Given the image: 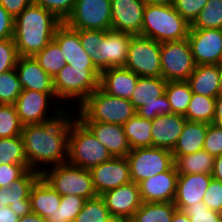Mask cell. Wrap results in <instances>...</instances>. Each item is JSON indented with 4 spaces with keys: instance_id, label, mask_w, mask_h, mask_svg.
<instances>
[{
    "instance_id": "6da1fadb",
    "label": "cell",
    "mask_w": 222,
    "mask_h": 222,
    "mask_svg": "<svg viewBox=\"0 0 222 222\" xmlns=\"http://www.w3.org/2000/svg\"><path fill=\"white\" fill-rule=\"evenodd\" d=\"M69 132L70 112L66 110L49 122L23 126L28 168L42 174L47 168L67 163Z\"/></svg>"
},
{
    "instance_id": "7a4b0ae2",
    "label": "cell",
    "mask_w": 222,
    "mask_h": 222,
    "mask_svg": "<svg viewBox=\"0 0 222 222\" xmlns=\"http://www.w3.org/2000/svg\"><path fill=\"white\" fill-rule=\"evenodd\" d=\"M61 24L50 11L31 3L15 17L13 39L18 55L34 57L53 40Z\"/></svg>"
},
{
    "instance_id": "3957f363",
    "label": "cell",
    "mask_w": 222,
    "mask_h": 222,
    "mask_svg": "<svg viewBox=\"0 0 222 222\" xmlns=\"http://www.w3.org/2000/svg\"><path fill=\"white\" fill-rule=\"evenodd\" d=\"M74 109L77 110L75 116L81 122L123 125L136 114V109L129 99L109 95L100 87Z\"/></svg>"
},
{
    "instance_id": "277c9868",
    "label": "cell",
    "mask_w": 222,
    "mask_h": 222,
    "mask_svg": "<svg viewBox=\"0 0 222 222\" xmlns=\"http://www.w3.org/2000/svg\"><path fill=\"white\" fill-rule=\"evenodd\" d=\"M69 109L71 113L67 163L90 170L103 162L111 160L113 156L108 149L75 117L72 108Z\"/></svg>"
},
{
    "instance_id": "5b68a950",
    "label": "cell",
    "mask_w": 222,
    "mask_h": 222,
    "mask_svg": "<svg viewBox=\"0 0 222 222\" xmlns=\"http://www.w3.org/2000/svg\"><path fill=\"white\" fill-rule=\"evenodd\" d=\"M188 24L172 5L146 4L143 13L141 36L159 43L186 39Z\"/></svg>"
},
{
    "instance_id": "8992f818",
    "label": "cell",
    "mask_w": 222,
    "mask_h": 222,
    "mask_svg": "<svg viewBox=\"0 0 222 222\" xmlns=\"http://www.w3.org/2000/svg\"><path fill=\"white\" fill-rule=\"evenodd\" d=\"M100 72L96 68H78L66 64L53 78L57 101L67 106L76 100L79 106L93 91L99 88ZM67 100V102H66Z\"/></svg>"
},
{
    "instance_id": "52a82bcc",
    "label": "cell",
    "mask_w": 222,
    "mask_h": 222,
    "mask_svg": "<svg viewBox=\"0 0 222 222\" xmlns=\"http://www.w3.org/2000/svg\"><path fill=\"white\" fill-rule=\"evenodd\" d=\"M41 177L61 196L77 195L86 200L98 196L89 170L64 163L46 169Z\"/></svg>"
},
{
    "instance_id": "ba28073f",
    "label": "cell",
    "mask_w": 222,
    "mask_h": 222,
    "mask_svg": "<svg viewBox=\"0 0 222 222\" xmlns=\"http://www.w3.org/2000/svg\"><path fill=\"white\" fill-rule=\"evenodd\" d=\"M167 81L162 77H139L133 90L131 103L143 119L153 120L156 116L172 113L165 94Z\"/></svg>"
},
{
    "instance_id": "9c48e42d",
    "label": "cell",
    "mask_w": 222,
    "mask_h": 222,
    "mask_svg": "<svg viewBox=\"0 0 222 222\" xmlns=\"http://www.w3.org/2000/svg\"><path fill=\"white\" fill-rule=\"evenodd\" d=\"M56 100L55 92H39L23 89L14 105L23 126L42 124L59 117L65 111L62 108L64 106L61 105V102ZM51 104H54L52 110L55 113H50L49 111ZM55 104H57V106H55ZM58 105L61 106L59 107ZM48 113H50V115Z\"/></svg>"
},
{
    "instance_id": "30bf717a",
    "label": "cell",
    "mask_w": 222,
    "mask_h": 222,
    "mask_svg": "<svg viewBox=\"0 0 222 222\" xmlns=\"http://www.w3.org/2000/svg\"><path fill=\"white\" fill-rule=\"evenodd\" d=\"M160 53L161 43L141 35H133L124 68L139 77H162Z\"/></svg>"
},
{
    "instance_id": "8fae6325",
    "label": "cell",
    "mask_w": 222,
    "mask_h": 222,
    "mask_svg": "<svg viewBox=\"0 0 222 222\" xmlns=\"http://www.w3.org/2000/svg\"><path fill=\"white\" fill-rule=\"evenodd\" d=\"M126 158L131 181L137 184L153 175L168 171L174 165L172 152L165 148H135Z\"/></svg>"
},
{
    "instance_id": "7c38bea8",
    "label": "cell",
    "mask_w": 222,
    "mask_h": 222,
    "mask_svg": "<svg viewBox=\"0 0 222 222\" xmlns=\"http://www.w3.org/2000/svg\"><path fill=\"white\" fill-rule=\"evenodd\" d=\"M160 61L166 81H187L196 67L187 38L161 43Z\"/></svg>"
},
{
    "instance_id": "4fadbf2b",
    "label": "cell",
    "mask_w": 222,
    "mask_h": 222,
    "mask_svg": "<svg viewBox=\"0 0 222 222\" xmlns=\"http://www.w3.org/2000/svg\"><path fill=\"white\" fill-rule=\"evenodd\" d=\"M75 30L111 29L110 0H76L72 13L64 22Z\"/></svg>"
},
{
    "instance_id": "5bb4252c",
    "label": "cell",
    "mask_w": 222,
    "mask_h": 222,
    "mask_svg": "<svg viewBox=\"0 0 222 222\" xmlns=\"http://www.w3.org/2000/svg\"><path fill=\"white\" fill-rule=\"evenodd\" d=\"M132 36L112 29L102 31V39H97L95 55L91 57L100 73L106 69L124 67Z\"/></svg>"
},
{
    "instance_id": "9a60e30c",
    "label": "cell",
    "mask_w": 222,
    "mask_h": 222,
    "mask_svg": "<svg viewBox=\"0 0 222 222\" xmlns=\"http://www.w3.org/2000/svg\"><path fill=\"white\" fill-rule=\"evenodd\" d=\"M187 39L196 65H220L222 29H189Z\"/></svg>"
},
{
    "instance_id": "2e32d148",
    "label": "cell",
    "mask_w": 222,
    "mask_h": 222,
    "mask_svg": "<svg viewBox=\"0 0 222 222\" xmlns=\"http://www.w3.org/2000/svg\"><path fill=\"white\" fill-rule=\"evenodd\" d=\"M97 195L131 182L129 164L126 157H113L90 170Z\"/></svg>"
},
{
    "instance_id": "e0dca14e",
    "label": "cell",
    "mask_w": 222,
    "mask_h": 222,
    "mask_svg": "<svg viewBox=\"0 0 222 222\" xmlns=\"http://www.w3.org/2000/svg\"><path fill=\"white\" fill-rule=\"evenodd\" d=\"M110 2L111 29L130 35H141L145 1L110 0Z\"/></svg>"
},
{
    "instance_id": "ac0fdd59",
    "label": "cell",
    "mask_w": 222,
    "mask_h": 222,
    "mask_svg": "<svg viewBox=\"0 0 222 222\" xmlns=\"http://www.w3.org/2000/svg\"><path fill=\"white\" fill-rule=\"evenodd\" d=\"M40 177L41 174L29 169L9 187H0V202L9 206L20 217L31 213L30 192Z\"/></svg>"
},
{
    "instance_id": "d6986e66",
    "label": "cell",
    "mask_w": 222,
    "mask_h": 222,
    "mask_svg": "<svg viewBox=\"0 0 222 222\" xmlns=\"http://www.w3.org/2000/svg\"><path fill=\"white\" fill-rule=\"evenodd\" d=\"M106 207L113 216H119L130 220L134 213L142 205L139 185L130 182L115 189L108 190L100 195Z\"/></svg>"
},
{
    "instance_id": "ffe728a7",
    "label": "cell",
    "mask_w": 222,
    "mask_h": 222,
    "mask_svg": "<svg viewBox=\"0 0 222 222\" xmlns=\"http://www.w3.org/2000/svg\"><path fill=\"white\" fill-rule=\"evenodd\" d=\"M212 178L211 174L203 173L178 174L173 200L177 210L184 211L195 202H202Z\"/></svg>"
},
{
    "instance_id": "44dd1931",
    "label": "cell",
    "mask_w": 222,
    "mask_h": 222,
    "mask_svg": "<svg viewBox=\"0 0 222 222\" xmlns=\"http://www.w3.org/2000/svg\"><path fill=\"white\" fill-rule=\"evenodd\" d=\"M178 172L173 165L168 171L153 175L139 185L142 202H173Z\"/></svg>"
},
{
    "instance_id": "7402d4cb",
    "label": "cell",
    "mask_w": 222,
    "mask_h": 222,
    "mask_svg": "<svg viewBox=\"0 0 222 222\" xmlns=\"http://www.w3.org/2000/svg\"><path fill=\"white\" fill-rule=\"evenodd\" d=\"M53 40L59 45L65 63L71 67L96 68L81 45L79 33L64 22L56 29Z\"/></svg>"
},
{
    "instance_id": "603a6c76",
    "label": "cell",
    "mask_w": 222,
    "mask_h": 222,
    "mask_svg": "<svg viewBox=\"0 0 222 222\" xmlns=\"http://www.w3.org/2000/svg\"><path fill=\"white\" fill-rule=\"evenodd\" d=\"M187 119L184 115L169 113L152 120V147L170 151L175 147Z\"/></svg>"
},
{
    "instance_id": "cb8c5ba5",
    "label": "cell",
    "mask_w": 222,
    "mask_h": 222,
    "mask_svg": "<svg viewBox=\"0 0 222 222\" xmlns=\"http://www.w3.org/2000/svg\"><path fill=\"white\" fill-rule=\"evenodd\" d=\"M15 69L23 89L55 92L53 78L41 68L34 57L19 56Z\"/></svg>"
},
{
    "instance_id": "d4e9b609",
    "label": "cell",
    "mask_w": 222,
    "mask_h": 222,
    "mask_svg": "<svg viewBox=\"0 0 222 222\" xmlns=\"http://www.w3.org/2000/svg\"><path fill=\"white\" fill-rule=\"evenodd\" d=\"M108 149L113 157H126L131 151L123 125L103 122H82Z\"/></svg>"
},
{
    "instance_id": "484cf974",
    "label": "cell",
    "mask_w": 222,
    "mask_h": 222,
    "mask_svg": "<svg viewBox=\"0 0 222 222\" xmlns=\"http://www.w3.org/2000/svg\"><path fill=\"white\" fill-rule=\"evenodd\" d=\"M138 78L124 67L110 68L100 73L99 87L109 95L130 100Z\"/></svg>"
},
{
    "instance_id": "4316f807",
    "label": "cell",
    "mask_w": 222,
    "mask_h": 222,
    "mask_svg": "<svg viewBox=\"0 0 222 222\" xmlns=\"http://www.w3.org/2000/svg\"><path fill=\"white\" fill-rule=\"evenodd\" d=\"M29 198L32 212L45 219L59 208L61 201V195L42 177L34 183Z\"/></svg>"
},
{
    "instance_id": "83f0119b",
    "label": "cell",
    "mask_w": 222,
    "mask_h": 222,
    "mask_svg": "<svg viewBox=\"0 0 222 222\" xmlns=\"http://www.w3.org/2000/svg\"><path fill=\"white\" fill-rule=\"evenodd\" d=\"M220 65H196L188 78L193 93L210 98L219 95Z\"/></svg>"
},
{
    "instance_id": "f1b7e54d",
    "label": "cell",
    "mask_w": 222,
    "mask_h": 222,
    "mask_svg": "<svg viewBox=\"0 0 222 222\" xmlns=\"http://www.w3.org/2000/svg\"><path fill=\"white\" fill-rule=\"evenodd\" d=\"M207 123L186 121L178 141L171 151L173 155H187L203 150Z\"/></svg>"
},
{
    "instance_id": "f546056e",
    "label": "cell",
    "mask_w": 222,
    "mask_h": 222,
    "mask_svg": "<svg viewBox=\"0 0 222 222\" xmlns=\"http://www.w3.org/2000/svg\"><path fill=\"white\" fill-rule=\"evenodd\" d=\"M178 174H212L214 157L201 150L187 155H173Z\"/></svg>"
},
{
    "instance_id": "4dcf8cb0",
    "label": "cell",
    "mask_w": 222,
    "mask_h": 222,
    "mask_svg": "<svg viewBox=\"0 0 222 222\" xmlns=\"http://www.w3.org/2000/svg\"><path fill=\"white\" fill-rule=\"evenodd\" d=\"M123 128L131 150L152 147V120L143 119L136 113L123 124Z\"/></svg>"
},
{
    "instance_id": "1f68e13d",
    "label": "cell",
    "mask_w": 222,
    "mask_h": 222,
    "mask_svg": "<svg viewBox=\"0 0 222 222\" xmlns=\"http://www.w3.org/2000/svg\"><path fill=\"white\" fill-rule=\"evenodd\" d=\"M176 210L173 202H143L129 222H172Z\"/></svg>"
},
{
    "instance_id": "d6a6232c",
    "label": "cell",
    "mask_w": 222,
    "mask_h": 222,
    "mask_svg": "<svg viewBox=\"0 0 222 222\" xmlns=\"http://www.w3.org/2000/svg\"><path fill=\"white\" fill-rule=\"evenodd\" d=\"M215 116V98H210L201 94H192L186 114L187 121L213 123Z\"/></svg>"
},
{
    "instance_id": "836d02e7",
    "label": "cell",
    "mask_w": 222,
    "mask_h": 222,
    "mask_svg": "<svg viewBox=\"0 0 222 222\" xmlns=\"http://www.w3.org/2000/svg\"><path fill=\"white\" fill-rule=\"evenodd\" d=\"M165 94L172 113L185 115L193 94L188 81H167Z\"/></svg>"
},
{
    "instance_id": "e575fe53",
    "label": "cell",
    "mask_w": 222,
    "mask_h": 222,
    "mask_svg": "<svg viewBox=\"0 0 222 222\" xmlns=\"http://www.w3.org/2000/svg\"><path fill=\"white\" fill-rule=\"evenodd\" d=\"M34 58L38 61L41 68L52 78H54L66 65L64 55L59 45L54 40L42 51L37 53Z\"/></svg>"
},
{
    "instance_id": "d590c367",
    "label": "cell",
    "mask_w": 222,
    "mask_h": 222,
    "mask_svg": "<svg viewBox=\"0 0 222 222\" xmlns=\"http://www.w3.org/2000/svg\"><path fill=\"white\" fill-rule=\"evenodd\" d=\"M190 29H222V0H208Z\"/></svg>"
},
{
    "instance_id": "8d00e7d4",
    "label": "cell",
    "mask_w": 222,
    "mask_h": 222,
    "mask_svg": "<svg viewBox=\"0 0 222 222\" xmlns=\"http://www.w3.org/2000/svg\"><path fill=\"white\" fill-rule=\"evenodd\" d=\"M0 164H28L21 135L0 138Z\"/></svg>"
},
{
    "instance_id": "74e56055",
    "label": "cell",
    "mask_w": 222,
    "mask_h": 222,
    "mask_svg": "<svg viewBox=\"0 0 222 222\" xmlns=\"http://www.w3.org/2000/svg\"><path fill=\"white\" fill-rule=\"evenodd\" d=\"M85 201V198L77 195L61 196L59 208L46 218L47 222H73Z\"/></svg>"
},
{
    "instance_id": "f35d334b",
    "label": "cell",
    "mask_w": 222,
    "mask_h": 222,
    "mask_svg": "<svg viewBox=\"0 0 222 222\" xmlns=\"http://www.w3.org/2000/svg\"><path fill=\"white\" fill-rule=\"evenodd\" d=\"M111 214L100 195L87 199L73 222H104Z\"/></svg>"
},
{
    "instance_id": "ab89813d",
    "label": "cell",
    "mask_w": 222,
    "mask_h": 222,
    "mask_svg": "<svg viewBox=\"0 0 222 222\" xmlns=\"http://www.w3.org/2000/svg\"><path fill=\"white\" fill-rule=\"evenodd\" d=\"M22 129L15 105L0 104V138L19 136Z\"/></svg>"
},
{
    "instance_id": "60d3db41",
    "label": "cell",
    "mask_w": 222,
    "mask_h": 222,
    "mask_svg": "<svg viewBox=\"0 0 222 222\" xmlns=\"http://www.w3.org/2000/svg\"><path fill=\"white\" fill-rule=\"evenodd\" d=\"M22 91L23 86L18 80L16 69L0 74V104L14 105Z\"/></svg>"
},
{
    "instance_id": "b9f144b4",
    "label": "cell",
    "mask_w": 222,
    "mask_h": 222,
    "mask_svg": "<svg viewBox=\"0 0 222 222\" xmlns=\"http://www.w3.org/2000/svg\"><path fill=\"white\" fill-rule=\"evenodd\" d=\"M184 213L190 222H222V213L209 209L203 202H195L187 207Z\"/></svg>"
},
{
    "instance_id": "7bdbcfd3",
    "label": "cell",
    "mask_w": 222,
    "mask_h": 222,
    "mask_svg": "<svg viewBox=\"0 0 222 222\" xmlns=\"http://www.w3.org/2000/svg\"><path fill=\"white\" fill-rule=\"evenodd\" d=\"M75 1L76 0H32V3L47 9L63 23L72 13Z\"/></svg>"
},
{
    "instance_id": "ee69618b",
    "label": "cell",
    "mask_w": 222,
    "mask_h": 222,
    "mask_svg": "<svg viewBox=\"0 0 222 222\" xmlns=\"http://www.w3.org/2000/svg\"><path fill=\"white\" fill-rule=\"evenodd\" d=\"M207 2L208 0H174L172 6L191 25Z\"/></svg>"
},
{
    "instance_id": "f6af8a7d",
    "label": "cell",
    "mask_w": 222,
    "mask_h": 222,
    "mask_svg": "<svg viewBox=\"0 0 222 222\" xmlns=\"http://www.w3.org/2000/svg\"><path fill=\"white\" fill-rule=\"evenodd\" d=\"M18 57L13 38L0 40V74L15 69Z\"/></svg>"
},
{
    "instance_id": "bcb514c9",
    "label": "cell",
    "mask_w": 222,
    "mask_h": 222,
    "mask_svg": "<svg viewBox=\"0 0 222 222\" xmlns=\"http://www.w3.org/2000/svg\"><path fill=\"white\" fill-rule=\"evenodd\" d=\"M203 150L207 151L213 157L222 154V127L213 123L208 125Z\"/></svg>"
},
{
    "instance_id": "7dc6e473",
    "label": "cell",
    "mask_w": 222,
    "mask_h": 222,
    "mask_svg": "<svg viewBox=\"0 0 222 222\" xmlns=\"http://www.w3.org/2000/svg\"><path fill=\"white\" fill-rule=\"evenodd\" d=\"M204 204L209 209L222 213V182L212 178L205 195L203 197Z\"/></svg>"
},
{
    "instance_id": "c3c4849f",
    "label": "cell",
    "mask_w": 222,
    "mask_h": 222,
    "mask_svg": "<svg viewBox=\"0 0 222 222\" xmlns=\"http://www.w3.org/2000/svg\"><path fill=\"white\" fill-rule=\"evenodd\" d=\"M28 170V164H0V187H9Z\"/></svg>"
},
{
    "instance_id": "681fc988",
    "label": "cell",
    "mask_w": 222,
    "mask_h": 222,
    "mask_svg": "<svg viewBox=\"0 0 222 222\" xmlns=\"http://www.w3.org/2000/svg\"><path fill=\"white\" fill-rule=\"evenodd\" d=\"M79 33L81 45L86 53L93 57L97 47V39H102V30H76Z\"/></svg>"
},
{
    "instance_id": "f907efd6",
    "label": "cell",
    "mask_w": 222,
    "mask_h": 222,
    "mask_svg": "<svg viewBox=\"0 0 222 222\" xmlns=\"http://www.w3.org/2000/svg\"><path fill=\"white\" fill-rule=\"evenodd\" d=\"M15 18L0 5V40L13 38Z\"/></svg>"
},
{
    "instance_id": "816d5d0a",
    "label": "cell",
    "mask_w": 222,
    "mask_h": 222,
    "mask_svg": "<svg viewBox=\"0 0 222 222\" xmlns=\"http://www.w3.org/2000/svg\"><path fill=\"white\" fill-rule=\"evenodd\" d=\"M32 3V0H0V5L14 18Z\"/></svg>"
},
{
    "instance_id": "f5cc1de1",
    "label": "cell",
    "mask_w": 222,
    "mask_h": 222,
    "mask_svg": "<svg viewBox=\"0 0 222 222\" xmlns=\"http://www.w3.org/2000/svg\"><path fill=\"white\" fill-rule=\"evenodd\" d=\"M18 216L9 206L0 202V222H19Z\"/></svg>"
},
{
    "instance_id": "db71d44e",
    "label": "cell",
    "mask_w": 222,
    "mask_h": 222,
    "mask_svg": "<svg viewBox=\"0 0 222 222\" xmlns=\"http://www.w3.org/2000/svg\"><path fill=\"white\" fill-rule=\"evenodd\" d=\"M213 124L222 127V94L215 98V116Z\"/></svg>"
},
{
    "instance_id": "11a10c76",
    "label": "cell",
    "mask_w": 222,
    "mask_h": 222,
    "mask_svg": "<svg viewBox=\"0 0 222 222\" xmlns=\"http://www.w3.org/2000/svg\"><path fill=\"white\" fill-rule=\"evenodd\" d=\"M212 177L222 182V154L214 157Z\"/></svg>"
},
{
    "instance_id": "9f6ffc18",
    "label": "cell",
    "mask_w": 222,
    "mask_h": 222,
    "mask_svg": "<svg viewBox=\"0 0 222 222\" xmlns=\"http://www.w3.org/2000/svg\"><path fill=\"white\" fill-rule=\"evenodd\" d=\"M19 222H47V220L36 213H29L19 218Z\"/></svg>"
},
{
    "instance_id": "6f0895ef",
    "label": "cell",
    "mask_w": 222,
    "mask_h": 222,
    "mask_svg": "<svg viewBox=\"0 0 222 222\" xmlns=\"http://www.w3.org/2000/svg\"><path fill=\"white\" fill-rule=\"evenodd\" d=\"M172 222H190V220L184 211L176 210L173 215Z\"/></svg>"
},
{
    "instance_id": "680465c9",
    "label": "cell",
    "mask_w": 222,
    "mask_h": 222,
    "mask_svg": "<svg viewBox=\"0 0 222 222\" xmlns=\"http://www.w3.org/2000/svg\"><path fill=\"white\" fill-rule=\"evenodd\" d=\"M146 4L172 5L174 0H144Z\"/></svg>"
},
{
    "instance_id": "91938a15",
    "label": "cell",
    "mask_w": 222,
    "mask_h": 222,
    "mask_svg": "<svg viewBox=\"0 0 222 222\" xmlns=\"http://www.w3.org/2000/svg\"><path fill=\"white\" fill-rule=\"evenodd\" d=\"M104 222H129V220L123 217L111 215Z\"/></svg>"
},
{
    "instance_id": "94428289",
    "label": "cell",
    "mask_w": 222,
    "mask_h": 222,
    "mask_svg": "<svg viewBox=\"0 0 222 222\" xmlns=\"http://www.w3.org/2000/svg\"><path fill=\"white\" fill-rule=\"evenodd\" d=\"M219 94H222V66H220Z\"/></svg>"
}]
</instances>
